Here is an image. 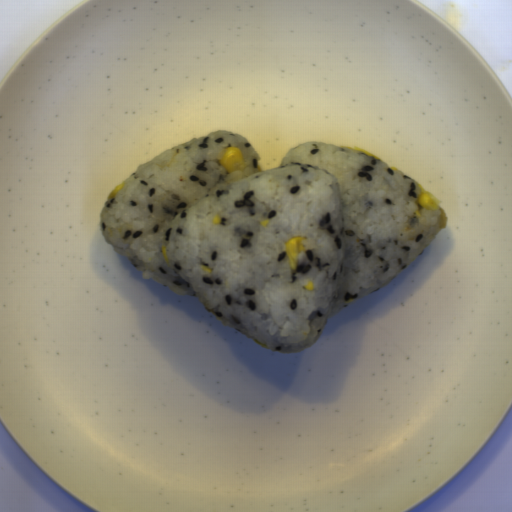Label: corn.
Listing matches in <instances>:
<instances>
[{
	"label": "corn",
	"mask_w": 512,
	"mask_h": 512,
	"mask_svg": "<svg viewBox=\"0 0 512 512\" xmlns=\"http://www.w3.org/2000/svg\"><path fill=\"white\" fill-rule=\"evenodd\" d=\"M227 173L244 168L243 154L237 147H226L219 158Z\"/></svg>",
	"instance_id": "corn-1"
},
{
	"label": "corn",
	"mask_w": 512,
	"mask_h": 512,
	"mask_svg": "<svg viewBox=\"0 0 512 512\" xmlns=\"http://www.w3.org/2000/svg\"><path fill=\"white\" fill-rule=\"evenodd\" d=\"M304 241L305 237L295 236L284 244L285 251L289 259L290 268L292 271H296L298 266L297 255H299L302 252H305L306 250V245Z\"/></svg>",
	"instance_id": "corn-2"
},
{
	"label": "corn",
	"mask_w": 512,
	"mask_h": 512,
	"mask_svg": "<svg viewBox=\"0 0 512 512\" xmlns=\"http://www.w3.org/2000/svg\"><path fill=\"white\" fill-rule=\"evenodd\" d=\"M420 187L419 197L415 200L417 205V209L414 213L415 217H420V212L422 210H437L439 207V201L437 197L433 196L429 192H427L422 184H418Z\"/></svg>",
	"instance_id": "corn-3"
},
{
	"label": "corn",
	"mask_w": 512,
	"mask_h": 512,
	"mask_svg": "<svg viewBox=\"0 0 512 512\" xmlns=\"http://www.w3.org/2000/svg\"><path fill=\"white\" fill-rule=\"evenodd\" d=\"M448 223V218L445 210L443 208L440 209L439 223L438 226L440 230H444Z\"/></svg>",
	"instance_id": "corn-4"
},
{
	"label": "corn",
	"mask_w": 512,
	"mask_h": 512,
	"mask_svg": "<svg viewBox=\"0 0 512 512\" xmlns=\"http://www.w3.org/2000/svg\"><path fill=\"white\" fill-rule=\"evenodd\" d=\"M341 147L346 148V149L351 150V151H358V152L363 153V154H365V155H367V156H371V157H373L374 159L380 160V159H379L376 155H374L372 152L367 151V150H365V149H363V148H360V147H357V146H356V147L341 146Z\"/></svg>",
	"instance_id": "corn-5"
},
{
	"label": "corn",
	"mask_w": 512,
	"mask_h": 512,
	"mask_svg": "<svg viewBox=\"0 0 512 512\" xmlns=\"http://www.w3.org/2000/svg\"><path fill=\"white\" fill-rule=\"evenodd\" d=\"M123 185H124V183H122V182L119 183L118 185H116L114 187V189L110 192L107 199L110 200V199L114 198L119 193V191L123 188Z\"/></svg>",
	"instance_id": "corn-6"
},
{
	"label": "corn",
	"mask_w": 512,
	"mask_h": 512,
	"mask_svg": "<svg viewBox=\"0 0 512 512\" xmlns=\"http://www.w3.org/2000/svg\"><path fill=\"white\" fill-rule=\"evenodd\" d=\"M161 254H162V258H163L164 262L168 265L169 261H168V257H167V249L165 247H162Z\"/></svg>",
	"instance_id": "corn-7"
},
{
	"label": "corn",
	"mask_w": 512,
	"mask_h": 512,
	"mask_svg": "<svg viewBox=\"0 0 512 512\" xmlns=\"http://www.w3.org/2000/svg\"><path fill=\"white\" fill-rule=\"evenodd\" d=\"M315 288L314 284L312 281H308L307 284L304 286V289H307L309 291H313Z\"/></svg>",
	"instance_id": "corn-8"
},
{
	"label": "corn",
	"mask_w": 512,
	"mask_h": 512,
	"mask_svg": "<svg viewBox=\"0 0 512 512\" xmlns=\"http://www.w3.org/2000/svg\"><path fill=\"white\" fill-rule=\"evenodd\" d=\"M200 268H202L205 272H210V273L212 272L211 268H209V267H208V266H206V265H203V264H202V265H200Z\"/></svg>",
	"instance_id": "corn-9"
},
{
	"label": "corn",
	"mask_w": 512,
	"mask_h": 512,
	"mask_svg": "<svg viewBox=\"0 0 512 512\" xmlns=\"http://www.w3.org/2000/svg\"><path fill=\"white\" fill-rule=\"evenodd\" d=\"M221 222V217L219 215H216L213 219V223L218 224Z\"/></svg>",
	"instance_id": "corn-10"
},
{
	"label": "corn",
	"mask_w": 512,
	"mask_h": 512,
	"mask_svg": "<svg viewBox=\"0 0 512 512\" xmlns=\"http://www.w3.org/2000/svg\"><path fill=\"white\" fill-rule=\"evenodd\" d=\"M268 222H269V220H268V219H264V220H262V221H261L260 225H261L262 227H266V226H267V224H268Z\"/></svg>",
	"instance_id": "corn-11"
},
{
	"label": "corn",
	"mask_w": 512,
	"mask_h": 512,
	"mask_svg": "<svg viewBox=\"0 0 512 512\" xmlns=\"http://www.w3.org/2000/svg\"><path fill=\"white\" fill-rule=\"evenodd\" d=\"M390 170L398 171V168L391 166Z\"/></svg>",
	"instance_id": "corn-12"
}]
</instances>
